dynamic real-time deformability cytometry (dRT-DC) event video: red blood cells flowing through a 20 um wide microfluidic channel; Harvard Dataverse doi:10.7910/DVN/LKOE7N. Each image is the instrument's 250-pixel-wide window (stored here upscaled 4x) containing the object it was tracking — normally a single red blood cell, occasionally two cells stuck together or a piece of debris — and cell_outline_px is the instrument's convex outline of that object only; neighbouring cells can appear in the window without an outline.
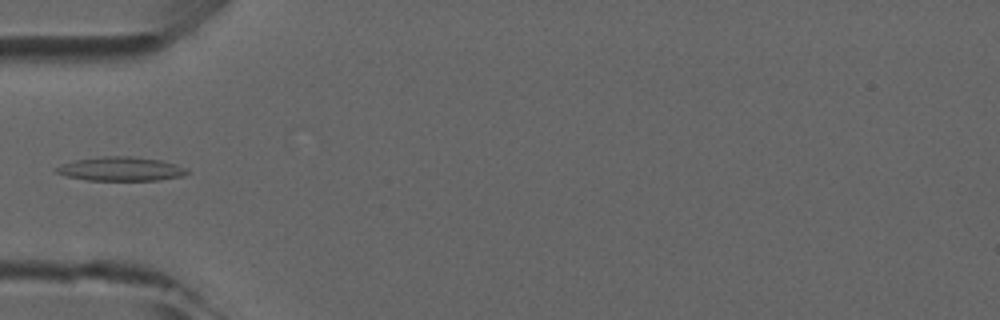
{"species": "common noctule bat (a hibernating species)", "species_latin": "Nyctalus noctula", "temperature_condition": "room temperature", "stored_images_in_passage": 4, "camera_frame_rate_fps": 3000, "um_per_image_px": 0.085, "animal": {"sex": "male", "forearm_length_mm": 52.5}, "frame": {"image": 1, "passage_image": 3, "time_ms": 3.333, "image_size_px": [1000, 320], "cell_outline_px": [[188, 172], [184, 176], [160, 180], [88, 180], [68, 176], [56, 172], [56, 168], [72, 160], [100, 156], [132, 156], [160, 160], [176, 164], [188, 168]], "centroid_in_image_um": [10.32, 14.35], "position_along_channel_um": 74.7, "area_um2": 18.26}}
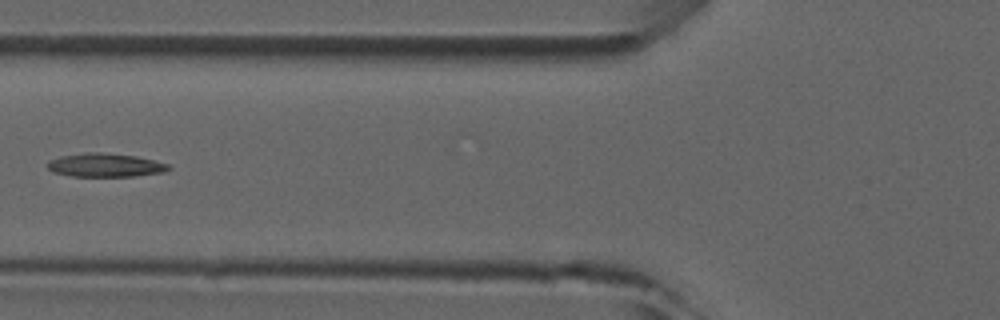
{"frame": {"image": 2, "passage_image": 4, "time_ms": 4.333, "image_size_px": [1000, 320], "cell_outline_px": [[172, 168], [164, 172], [136, 176], [72, 176], [52, 172], [44, 164], [48, 160], [60, 156], [88, 152], [100, 152], [136, 156], [168, 164]], "centroid_in_image_um": [8.9, 14.03], "position_along_channel_um": 116.9, "area_um2": 16.7}}